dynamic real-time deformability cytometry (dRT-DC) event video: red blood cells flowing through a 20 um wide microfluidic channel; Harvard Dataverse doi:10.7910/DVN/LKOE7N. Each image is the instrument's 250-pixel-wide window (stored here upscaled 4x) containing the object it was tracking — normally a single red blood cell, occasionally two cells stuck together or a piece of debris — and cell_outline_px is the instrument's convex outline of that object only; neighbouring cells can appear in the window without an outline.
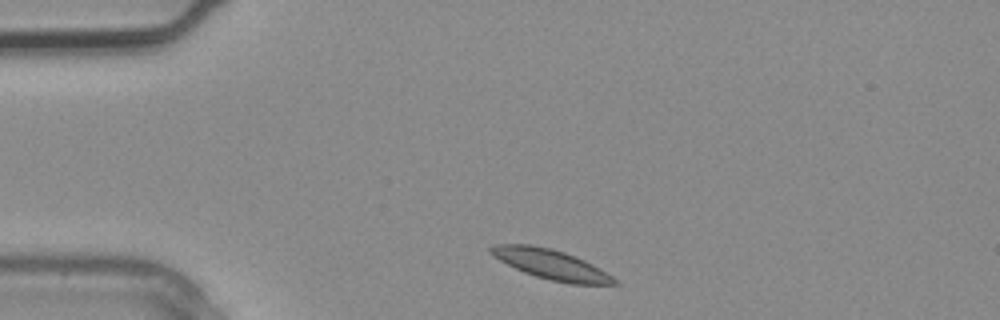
{"species": "common noctule bat (a hibernating species)", "species_latin": "Nyctalus noctula", "temperature_condition": "warm", "stored_images_in_passage": 1, "camera_frame_rate_fps": 3000, "um_per_image_px": 0.085, "animal": {"sex": "male", "body_mass_g": 20.4}, "frame": {"image": 1, "passage_image": 1, "time_ms": 0.0, "image_size_px": [1000, 320], "cell_outline_px": [[620, 284], [568, 284], [536, 276], [524, 272], [500, 260], [488, 252], [488, 248], [496, 244], [528, 244], [552, 248], [576, 256], [592, 264], [612, 276]], "centroid_in_image_um": [46.83, 22.46], "position_along_channel_um": 38.2, "area_um2": 21.27}}